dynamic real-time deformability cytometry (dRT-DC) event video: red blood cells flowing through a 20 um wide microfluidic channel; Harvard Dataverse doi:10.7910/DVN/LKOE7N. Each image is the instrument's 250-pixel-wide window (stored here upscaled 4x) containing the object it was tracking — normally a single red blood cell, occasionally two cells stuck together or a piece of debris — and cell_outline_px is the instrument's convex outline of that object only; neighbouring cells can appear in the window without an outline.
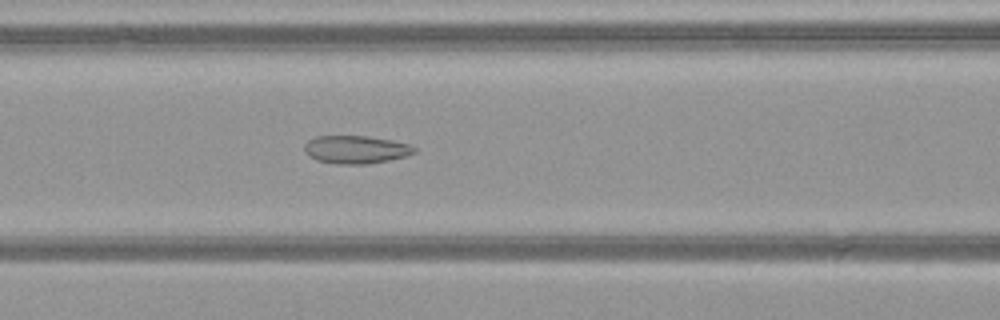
{"species": "common noctule bat (a hibernating species)", "species_latin": "Nyctalus noctula", "temperature_condition": "warm", "stored_images_in_passage": 51, "camera_frame_rate_fps": 3000, "um_per_image_px": 0.085, "animal": {"sex": "female", "body_mass_g": 21.9}, "frame": {"image": 1, "passage_image": 23, "time_ms": 7.333, "image_size_px": [1000, 320], "cell_outline_px": [[416, 152], [408, 156], [368, 164], [336, 164], [316, 160], [308, 156], [304, 152], [304, 144], [308, 140], [316, 136], [368, 136], [392, 140], [408, 144], [416, 148]], "centroid_in_image_um": [30.23, 12.71], "position_along_channel_um": 136.4, "area_um2": 18.09}}
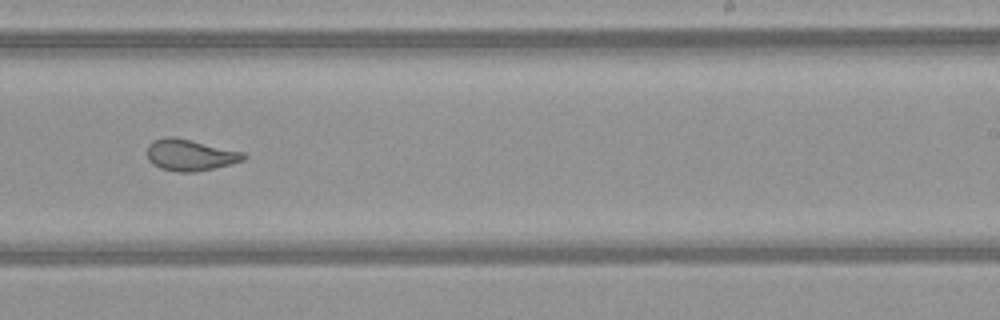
{"frame": {"image": 2, "passage_image": 33, "time_ms": 10.667, "image_size_px": [1000, 320], "cell_outline_px": [[248, 156], [244, 160], [196, 172], [176, 172], [160, 168], [152, 164], [148, 160], [148, 144], [152, 140], [164, 136], [176, 136], [244, 152]], "centroid_in_image_um": [16.13, 13.15], "position_along_channel_um": 272.9, "area_um2": 17.86}}
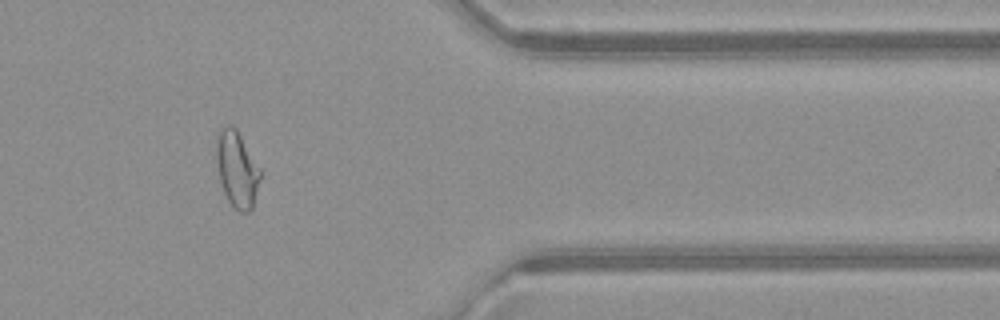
{"frame": {"image": 3, "passage_image": 43, "time_ms": 14.0, "image_size_px": [1000, 320], "cell_outline_px": [[260, 180], [252, 208], [248, 212], [240, 212], [228, 200], [224, 192], [220, 180], [216, 156], [216, 136], [224, 124], [232, 124], [236, 128], [260, 168]], "centroid_in_image_um": [20.13, 14.34], "position_along_channel_um": 391.3, "area_um2": 19.31}, "authors_computed_cell_mechanics": {"area_um2": 20.4034, "velocity_mm_per_s": 4.1047, "shape_relaxation_time_tau1_ms": null, "shape_relaxation_time_tau2_ms": 1.1882, "deformation_change_tau1": null, "deformation_change_tau2": 0.078}}